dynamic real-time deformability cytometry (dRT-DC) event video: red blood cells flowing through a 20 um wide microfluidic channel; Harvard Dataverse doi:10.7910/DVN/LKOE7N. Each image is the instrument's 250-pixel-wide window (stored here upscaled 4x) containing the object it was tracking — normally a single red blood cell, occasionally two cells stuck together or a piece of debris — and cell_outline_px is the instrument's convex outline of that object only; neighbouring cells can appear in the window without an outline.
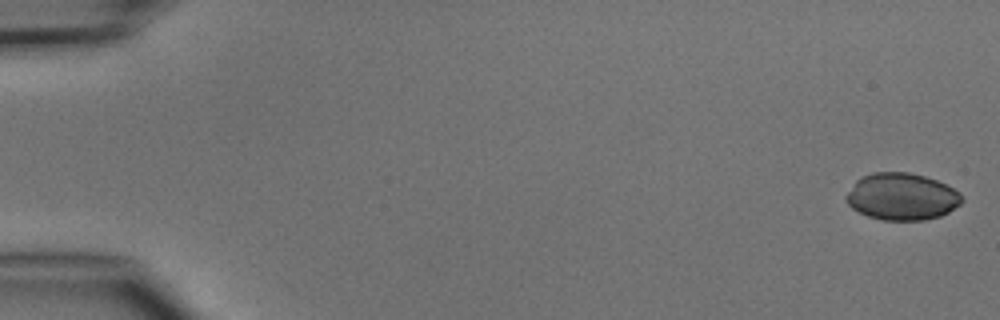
{"species": "common noctule bat (a hibernating species)", "species_latin": "Nyctalus noctula", "temperature_condition": "cold", "stored_images_in_passage": 4, "camera_frame_rate_fps": 3000, "um_per_image_px": 0.085, "animal": {"sex": "male", "body_mass_g": 15.6}, "frame": {"image": 1, "passage_image": 1, "time_ms": 0.0, "image_size_px": [1000, 320], "cell_outline_px": [[964, 200], [960, 204], [948, 212], [940, 216], [924, 220], [884, 220], [868, 216], [852, 208], [844, 200], [844, 196], [856, 180], [872, 172], [908, 172], [924, 176], [936, 180], [960, 192]], "centroid_in_image_um": [76.64, 16.71], "position_along_channel_um": 8.4, "area_um2": 31.67}}
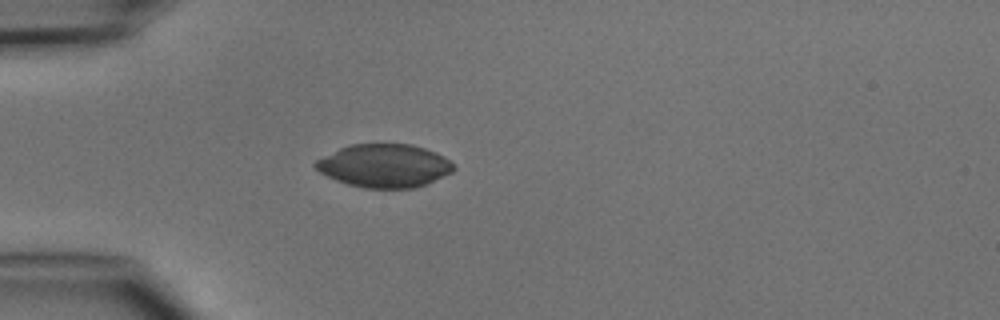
{"frame": {"image": 2, "passage_image": 4, "time_ms": 4.333, "image_size_px": [1000, 320], "cell_outline_px": [[456, 168], [452, 172], [428, 184], [412, 188], [364, 188], [348, 184], [336, 180], [320, 172], [312, 164], [316, 160], [340, 148], [352, 144], [412, 144], [436, 152], [444, 156]], "centroid_in_image_um": [32.68, 14.09], "position_along_channel_um": 52.3, "area_um2": 34.74}}